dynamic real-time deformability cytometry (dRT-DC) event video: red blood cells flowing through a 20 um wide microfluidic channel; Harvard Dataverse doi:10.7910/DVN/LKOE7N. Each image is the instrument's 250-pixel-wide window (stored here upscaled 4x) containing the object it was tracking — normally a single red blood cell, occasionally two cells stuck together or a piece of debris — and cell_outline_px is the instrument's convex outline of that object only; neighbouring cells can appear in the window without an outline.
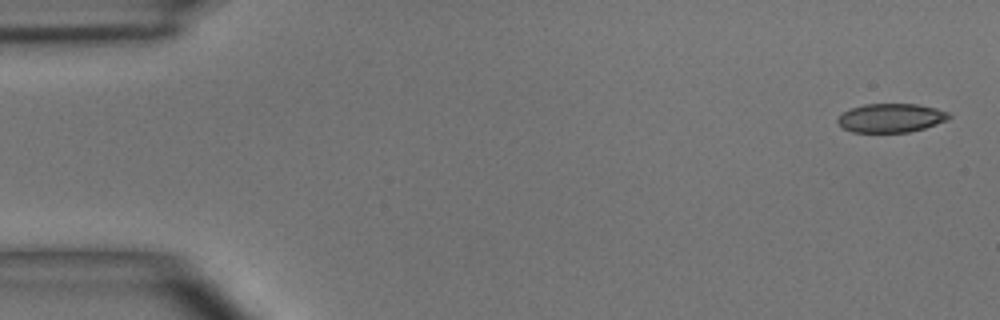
{"species": "common noctule bat (a hibernating species)", "species_latin": "Nyctalus noctula", "temperature_condition": "room temperature", "stored_images_in_passage": 5, "camera_frame_rate_fps": 3000, "um_per_image_px": 0.085, "animal": {"sex": "male", "body_mass_g": 15.6}, "frame": {"image": 1, "passage_image": 1, "time_ms": 0.0, "image_size_px": [1000, 320], "cell_outline_px": [[952, 116], [948, 120], [924, 128], [908, 132], [852, 132], [844, 128], [836, 120], [844, 112], [852, 108], [864, 104], [916, 104], [936, 108], [948, 112]], "centroid_in_image_um": [75.76, 10.02], "position_along_channel_um": 9.2, "area_um2": 18.55}}